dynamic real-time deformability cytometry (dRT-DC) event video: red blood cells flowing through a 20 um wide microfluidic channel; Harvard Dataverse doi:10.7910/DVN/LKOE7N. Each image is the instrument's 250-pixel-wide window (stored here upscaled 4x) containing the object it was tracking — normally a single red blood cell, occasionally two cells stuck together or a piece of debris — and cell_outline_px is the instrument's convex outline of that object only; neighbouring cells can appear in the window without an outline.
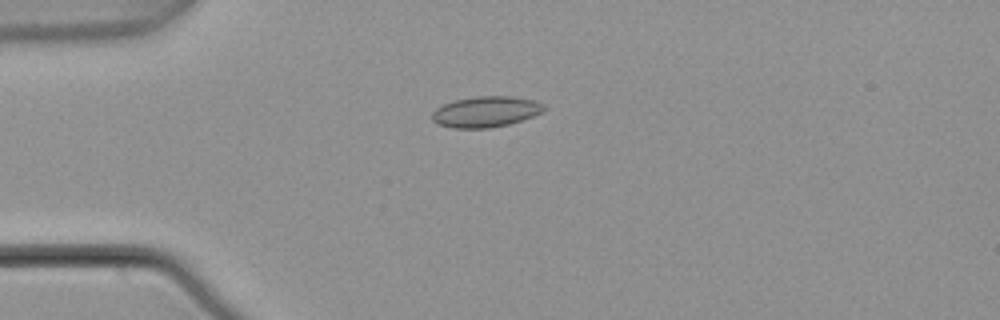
{"species": "common noctule bat (a hibernating species)", "species_latin": "Nyctalus noctula", "temperature_condition": "warm", "stored_images_in_passage": 5, "camera_frame_rate_fps": 3000, "um_per_image_px": 0.085, "animal": {"sex": "male", "body_mass_g": 21.5, "forearm_length_mm": 52.0}, "frame": {"image": 1, "passage_image": 4, "time_ms": 1.0, "image_size_px": [1000, 320], "cell_outline_px": [[548, 108], [544, 112], [508, 124], [488, 128], [452, 128], [436, 124], [432, 120], [432, 112], [436, 108], [444, 104], [456, 100], [476, 96], [512, 96], [532, 100], [544, 104]], "centroid_in_image_um": [41.29, 9.5], "position_along_channel_um": 43.7, "area_um2": 20.11}}